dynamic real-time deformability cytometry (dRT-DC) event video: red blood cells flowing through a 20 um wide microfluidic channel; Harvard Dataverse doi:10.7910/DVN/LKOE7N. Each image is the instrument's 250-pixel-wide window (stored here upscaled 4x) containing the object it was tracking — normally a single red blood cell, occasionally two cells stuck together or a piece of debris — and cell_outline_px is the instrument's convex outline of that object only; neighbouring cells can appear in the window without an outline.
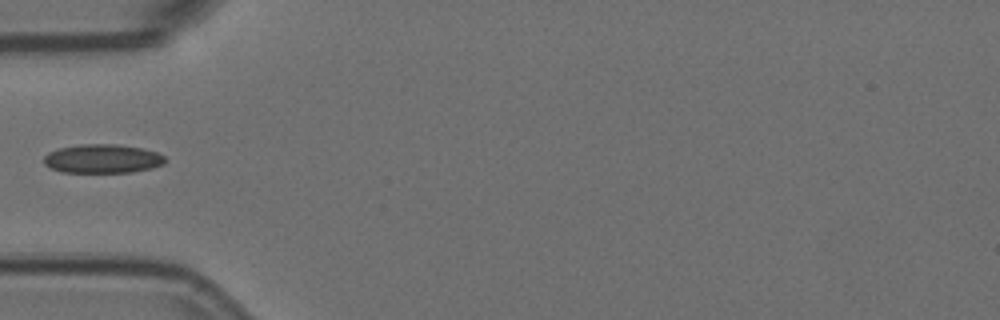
{"species": "Egyptian fruit bat (a non-hibernating species)", "species_latin": "Rousettus aegyptiacus", "temperature_condition": "room temperature", "stored_images_in_passage": 7, "camera_frame_rate_fps": 3000, "um_per_image_px": 0.085, "animal": {"sex": "female"}, "frame": {"image": 1, "passage_image": 6, "time_ms": 1.667, "image_size_px": [1000, 320], "cell_outline_px": [[168, 160], [164, 164], [152, 168], [132, 172], [60, 172], [44, 164], [44, 156], [48, 152], [60, 148], [80, 144], [116, 144], [140, 148], [156, 152], [164, 156]], "centroid_in_image_um": [8.73, 13.49], "position_along_channel_um": 76.3, "area_um2": 20.4}}
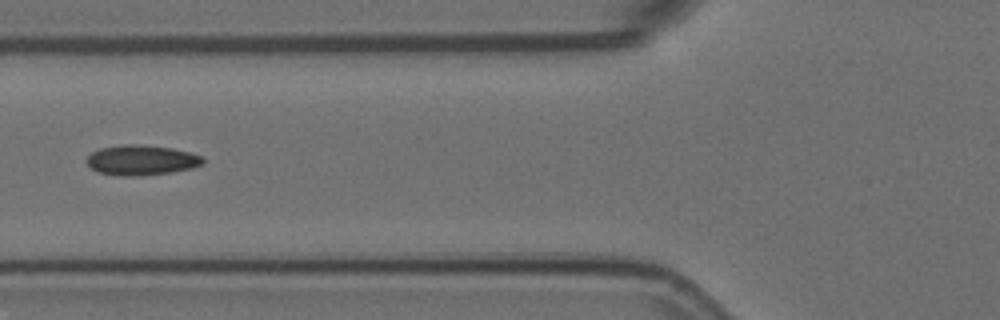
{"frame": {"image": 2, "passage_image": 7, "time_ms": 2.0, "image_size_px": [1000, 320], "cell_outline_px": [[204, 164], [192, 168], [172, 172], [140, 176], [116, 176], [96, 172], [84, 160], [92, 152], [100, 148], [124, 144], [132, 144], [172, 148], [188, 152], [200, 156], [204, 160]], "centroid_in_image_um": [11.98, 13.63], "position_along_channel_um": 113.8, "area_um2": 20.46}}